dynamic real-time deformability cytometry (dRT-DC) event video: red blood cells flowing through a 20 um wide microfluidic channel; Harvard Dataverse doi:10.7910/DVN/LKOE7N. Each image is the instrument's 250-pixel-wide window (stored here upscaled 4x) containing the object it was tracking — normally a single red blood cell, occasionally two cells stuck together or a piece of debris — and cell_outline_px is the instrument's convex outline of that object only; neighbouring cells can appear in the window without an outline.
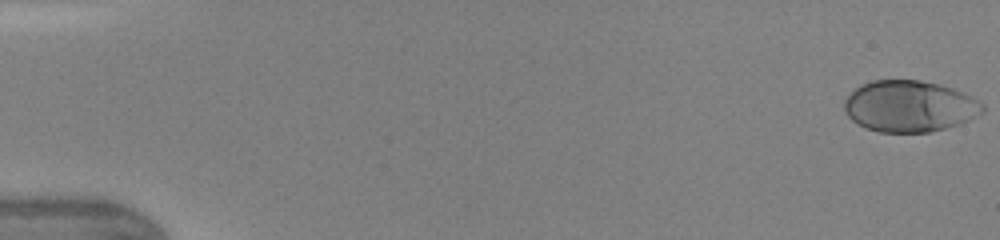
{"species": "human", "species_latin": "Homo sapiens", "temperature_condition": "warm", "stored_images_in_passage": 47, "camera_frame_rate_fps": 3000, "um_per_image_px": 0.085, "donor": {"sex": "female"}, "frame": {"image": 1, "passage_image": 1, "time_ms": 0.0, "image_size_px": [1000, 240], "cell_outline_px": [[984, 112], [968, 120], [932, 132], [880, 132], [868, 128], [852, 120], [848, 116], [844, 108], [844, 100], [860, 84], [872, 80], [920, 80], [940, 84], [952, 88], [972, 96], [984, 104]], "centroid_in_image_um": [77.32, 9.02], "position_along_channel_um": 7.7, "area_um2": 41.27}}
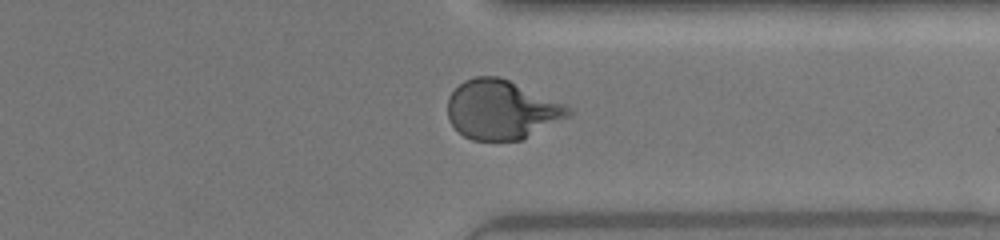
{"frame": {"image": 2, "passage_image": 37, "time_ms": 12.0, "image_size_px": [1000, 240], "cell_outline_px": [[572, 116], [520, 140], [472, 140], [464, 136], [448, 120], [448, 96], [464, 80], [476, 76], [496, 76], [508, 80], [568, 104], [572, 108]], "centroid_in_image_um": [42.68, 9.32], "position_along_channel_um": 368.7, "area_um2": 41.79}}
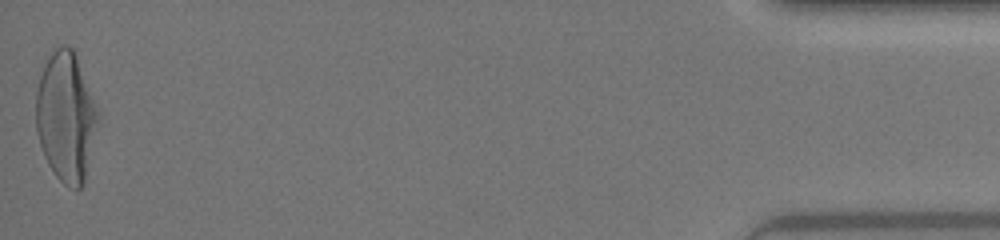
{"frame": {"image": 3, "passage_image": 47, "time_ms": 15.333, "image_size_px": [1000, 240], "cell_outline_px": [[96, 120], [84, 180], [80, 188], [76, 188], [64, 184], [56, 176], [48, 164], [44, 156], [36, 132], [36, 92], [40, 76], [52, 52], [60, 44], [64, 44], [72, 48], [76, 52], [96, 112]], "centroid_in_image_um": [5.54, 9.9], "position_along_channel_um": 429.7, "area_um2": 45.08}, "authors_computed_cell_mechanics": {"area_um2": 40.46, "velocity_mm_per_s": 4.3441, "shape_relaxation_time_tau1_ms": 3.6407, "shape_relaxation_time_tau2_ms": null, "deformation_change_tau1": 0.2034, "deformation_change_tau2": null}}